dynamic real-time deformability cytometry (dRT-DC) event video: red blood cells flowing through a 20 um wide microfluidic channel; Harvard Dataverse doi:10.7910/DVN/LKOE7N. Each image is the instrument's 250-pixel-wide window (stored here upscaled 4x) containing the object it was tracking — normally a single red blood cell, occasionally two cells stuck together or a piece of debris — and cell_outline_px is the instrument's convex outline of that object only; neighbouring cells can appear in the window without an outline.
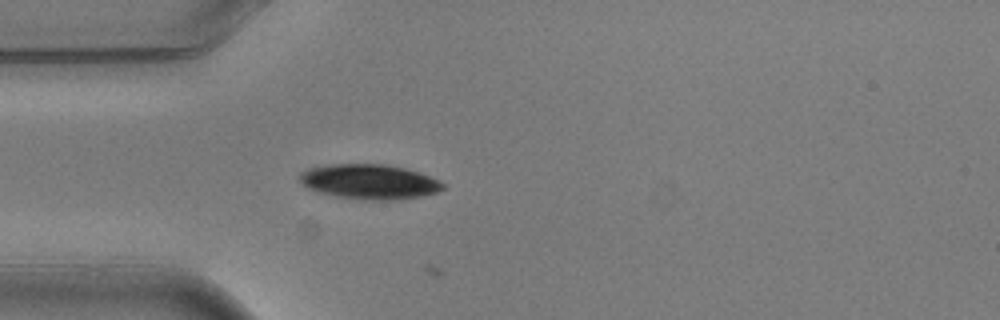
{"species": "common noctule bat (a hibernating species)", "species_latin": "Nyctalus noctula", "temperature_condition": "warm", "stored_images_in_passage": 2, "camera_frame_rate_fps": 3000, "um_per_image_px": 0.085, "animal": {"sex": "male", "body_mass_g": 20.5, "forearm_length_mm": 52.5}, "frame": {"image": 1, "passage_image": 1, "time_ms": 0.0, "image_size_px": [1000, 320], "cell_outline_px": [[444, 188], [436, 192], [420, 196], [400, 200], [368, 200], [336, 196], [316, 192], [308, 188], [296, 176], [300, 172], [308, 168], [328, 164], [384, 164], [404, 168], [440, 180], [444, 184]], "centroid_in_image_um": [31.35, 15.44], "position_along_channel_um": 53.6, "area_um2": 29.13}}